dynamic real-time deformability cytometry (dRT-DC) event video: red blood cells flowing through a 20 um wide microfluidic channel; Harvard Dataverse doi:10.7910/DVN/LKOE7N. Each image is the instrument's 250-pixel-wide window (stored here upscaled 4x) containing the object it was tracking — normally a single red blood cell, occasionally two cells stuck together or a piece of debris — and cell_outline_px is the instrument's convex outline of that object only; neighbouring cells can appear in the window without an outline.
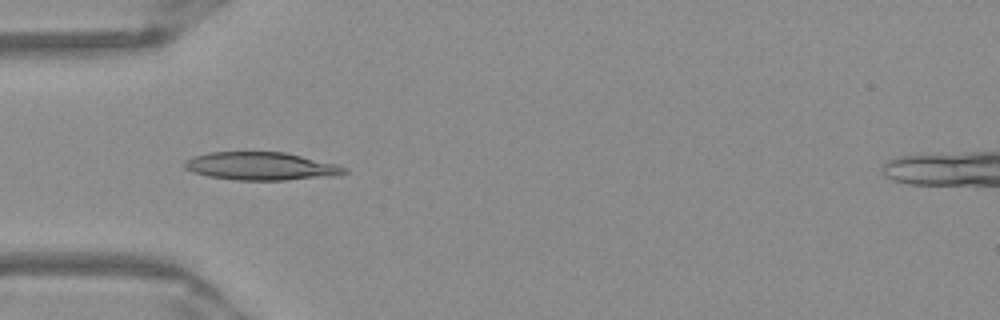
{"species": "Egyptian fruit bat (a non-hibernating species)", "species_latin": "Rousettus aegyptiacus", "temperature_condition": "warm", "stored_images_in_passage": 50, "camera_frame_rate_fps": 3000, "um_per_image_px": 0.085, "frame": {"image": 1, "passage_image": 15, "time_ms": 4.667, "image_size_px": [1000, 320], "cell_outline_px": [[348, 172], [336, 176], [284, 180], [236, 180], [208, 176], [192, 172], [184, 168], [184, 160], [208, 152], [284, 152], [336, 164], [348, 168]], "centroid_in_image_um": [22.19, 14.13], "position_along_channel_um": 62.8, "area_um2": 26.07}}
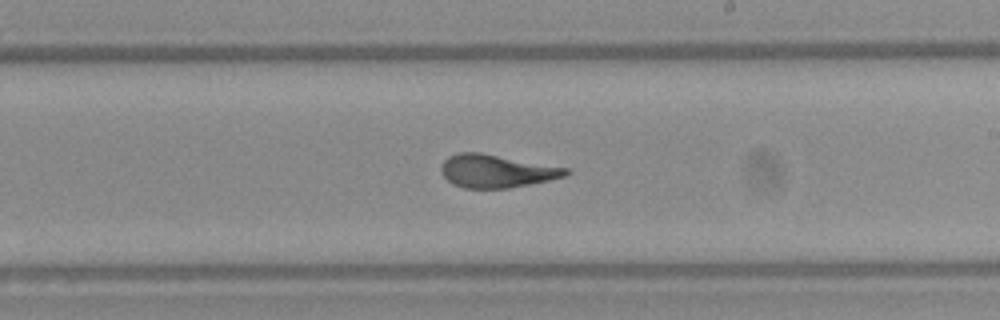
{"frame": {"image": 2, "passage_image": 29, "time_ms": 9.333, "image_size_px": [1000, 320], "cell_outline_px": [[572, 172], [564, 176], [548, 180], [508, 188], [464, 188], [452, 184], [440, 172], [440, 164], [448, 156], [460, 152], [480, 152], [568, 168]], "centroid_in_image_um": [42.15, 14.53], "position_along_channel_um": 246.8, "area_um2": 23.93}}
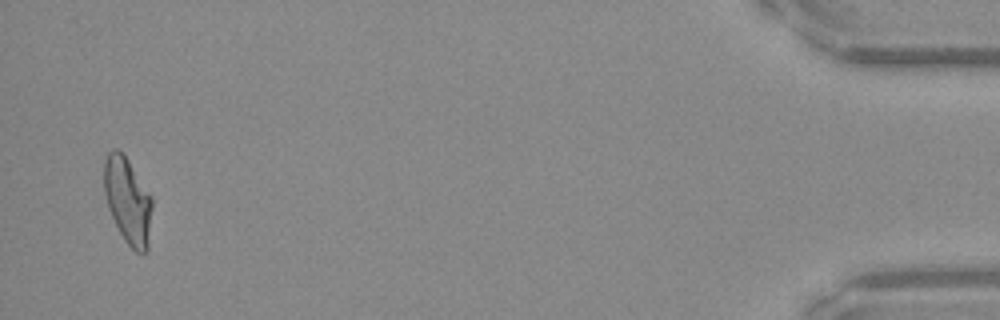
{"frame": {"image": 3, "passage_image": 49, "time_ms": 16.0, "image_size_px": [1000, 320], "cell_outline_px": [[152, 208], [148, 252], [136, 252], [124, 240], [108, 208], [104, 192], [104, 160], [108, 152], [112, 148], [116, 148], [128, 160], [152, 196]], "centroid_in_image_um": [10.87, 17.06], "position_along_channel_um": 424.3, "area_um2": 24.16}, "authors_computed_cell_mechanics": {"area_um2": 24.276, "velocity_mm_per_s": 3.9583, "shape_relaxation_time_tau1_ms": 9.744, "shape_relaxation_time_tau2_ms": 1.3309, "deformation_change_tau1": 0.3168, "deformation_change_tau2": 0.0814}}